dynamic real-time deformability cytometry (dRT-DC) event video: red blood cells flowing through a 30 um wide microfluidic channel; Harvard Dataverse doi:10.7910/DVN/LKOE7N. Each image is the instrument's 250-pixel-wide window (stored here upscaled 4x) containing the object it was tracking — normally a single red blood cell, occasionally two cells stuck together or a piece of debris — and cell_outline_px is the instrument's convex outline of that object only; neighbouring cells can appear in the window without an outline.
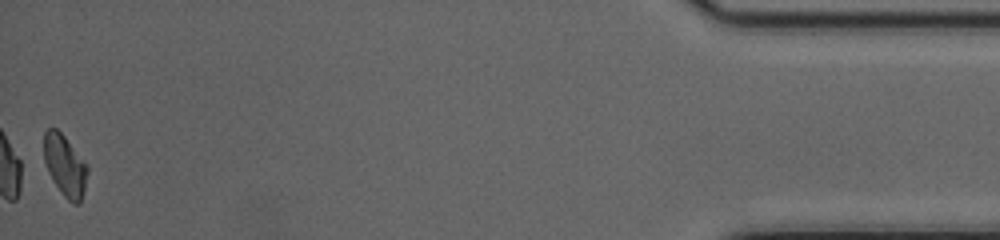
{"species": "common noctule bat (a hibernating species)", "species_latin": "Nyctalus noctula", "temperature_condition": "cold", "stored_images_in_passage": 49, "segment_of_instrument_passage": [2, 2], "camera_frame_rate_fps": 3000, "um_per_image_px": 0.085, "animal": {"sex": "female", "body_mass_g": 20.0, "forearm_length_mm": 54.0}, "frame": {"image": 1, "passage_image": 49, "time_ms": 16.0, "image_size_px": [1000, 240], "cell_outline_px": [[88, 172], [80, 204], [72, 204], [64, 196], [52, 180], [48, 172], [44, 160], [44, 132], [48, 128], [56, 128], [64, 136], [88, 164]], "centroid_in_image_um": [5.52, 14.07], "position_along_channel_um": 429.7, "area_um2": 15.61}}